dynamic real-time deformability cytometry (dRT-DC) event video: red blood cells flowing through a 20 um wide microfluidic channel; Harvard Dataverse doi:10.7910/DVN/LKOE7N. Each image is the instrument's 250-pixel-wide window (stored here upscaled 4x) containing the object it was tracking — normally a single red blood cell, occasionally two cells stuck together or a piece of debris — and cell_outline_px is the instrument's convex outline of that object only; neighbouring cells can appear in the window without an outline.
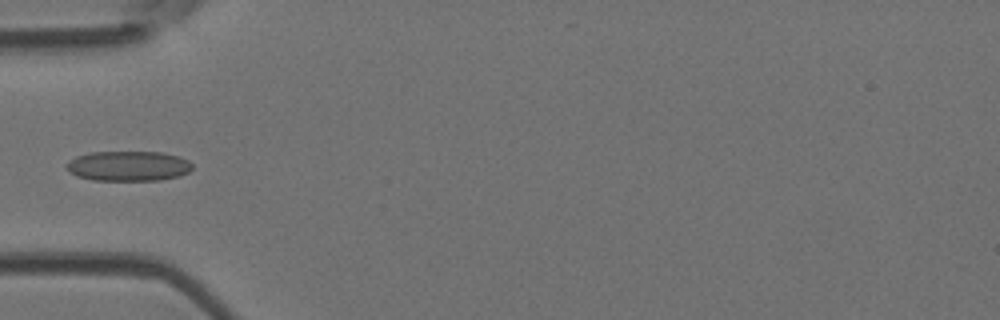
{"species": "Egyptian fruit bat (a non-hibernating species)", "species_latin": "Rousettus aegyptiacus", "temperature_condition": "room temperature", "stored_images_in_passage": 5, "camera_frame_rate_fps": 3000, "um_per_image_px": 0.085, "animal": {"sex": "female"}, "frame": {"image": 1, "passage_image": 4, "time_ms": 4.333, "image_size_px": [1000, 320], "cell_outline_px": [[192, 168], [188, 172], [180, 176], [160, 180], [92, 180], [76, 176], [68, 172], [68, 164], [76, 156], [92, 152], [160, 152], [180, 156], [188, 160], [192, 164]], "centroid_in_image_um": [10.94, 14.11], "position_along_channel_um": 74.1, "area_um2": 21.96}}
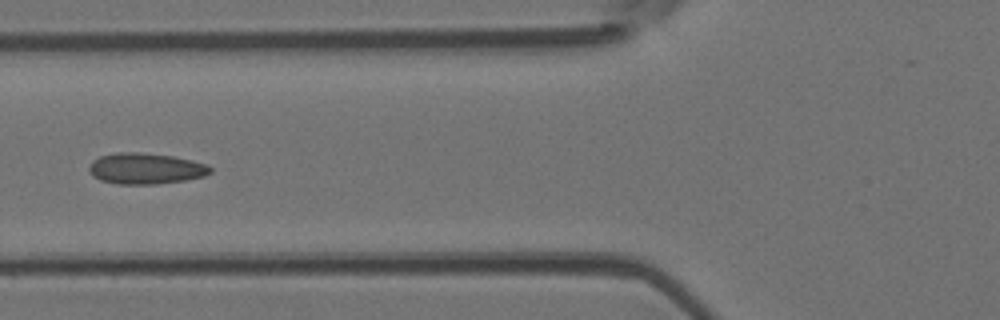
{"frame": {"image": 2, "passage_image": 5, "time_ms": 5.333, "image_size_px": [1000, 320], "cell_outline_px": [[212, 172], [204, 176], [184, 180], [156, 184], [116, 184], [100, 180], [92, 176], [88, 168], [92, 160], [100, 156], [116, 152], [140, 152], [172, 156], [192, 160], [208, 164], [212, 168]], "centroid_in_image_um": [12.37, 14.32], "position_along_channel_um": 113.4, "area_um2": 22.08}}